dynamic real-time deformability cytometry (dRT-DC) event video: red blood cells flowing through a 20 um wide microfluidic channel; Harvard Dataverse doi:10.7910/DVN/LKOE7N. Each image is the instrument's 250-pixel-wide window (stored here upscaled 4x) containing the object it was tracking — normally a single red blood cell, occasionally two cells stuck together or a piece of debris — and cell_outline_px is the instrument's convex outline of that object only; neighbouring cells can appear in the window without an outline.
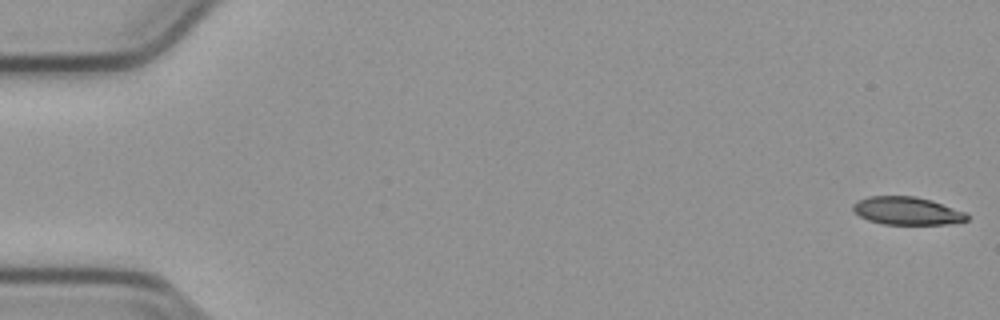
{"species": "common noctule bat (a hibernating species)", "species_latin": "Nyctalus noctula", "temperature_condition": "cold", "stored_images_in_passage": 54, "camera_frame_rate_fps": 3000, "um_per_image_px": 0.085, "animal": {"sex": "male", "body_mass_g": 23.1, "forearm_length_mm": 52.7}, "frame": {"image": 1, "passage_image": 1, "time_ms": 0.0, "image_size_px": [1000, 320], "cell_outline_px": [[968, 220], [948, 224], [884, 224], [868, 220], [860, 216], [852, 208], [852, 204], [868, 196], [916, 196], [932, 200], [964, 212], [968, 216]], "centroid_in_image_um": [77.09, 17.92], "position_along_channel_um": 7.9, "area_um2": 18.38}}
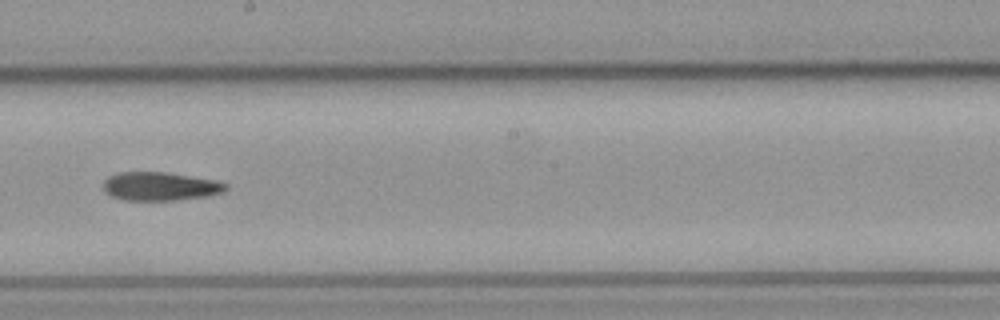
{"frame": {"image": 2, "passage_image": 31, "time_ms": 10.0, "image_size_px": [1000, 320], "cell_outline_px": [[228, 188], [224, 192], [208, 196], [172, 200], [124, 200], [112, 196], [104, 192], [104, 180], [108, 176], [120, 172], [168, 172], [216, 180], [228, 184]], "centroid_in_image_um": [13.63, 15.83], "position_along_channel_um": 234.6, "area_um2": 20.46}}
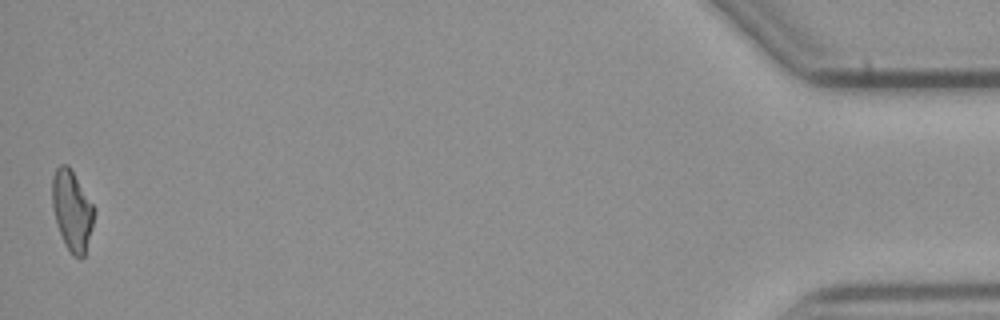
{"frame": {"image": 3, "passage_image": 54, "time_ms": 17.667, "image_size_px": [1000, 320], "cell_outline_px": [[96, 212], [92, 228], [84, 256], [80, 260], [72, 256], [64, 244], [52, 208], [52, 176], [56, 168], [60, 164], [68, 164], [96, 208]], "centroid_in_image_um": [6.14, 17.9], "position_along_channel_um": 429.1, "area_um2": 19.88}, "authors_computed_cell_mechanics": {"area_um2": 20.1722, "velocity_mm_per_s": 3.805, "shape_relaxation_time_tau1_ms": null, "shape_relaxation_time_tau2_ms": 6.1464, "deformation_change_tau1": null, "deformation_change_tau2": 0.1506}}